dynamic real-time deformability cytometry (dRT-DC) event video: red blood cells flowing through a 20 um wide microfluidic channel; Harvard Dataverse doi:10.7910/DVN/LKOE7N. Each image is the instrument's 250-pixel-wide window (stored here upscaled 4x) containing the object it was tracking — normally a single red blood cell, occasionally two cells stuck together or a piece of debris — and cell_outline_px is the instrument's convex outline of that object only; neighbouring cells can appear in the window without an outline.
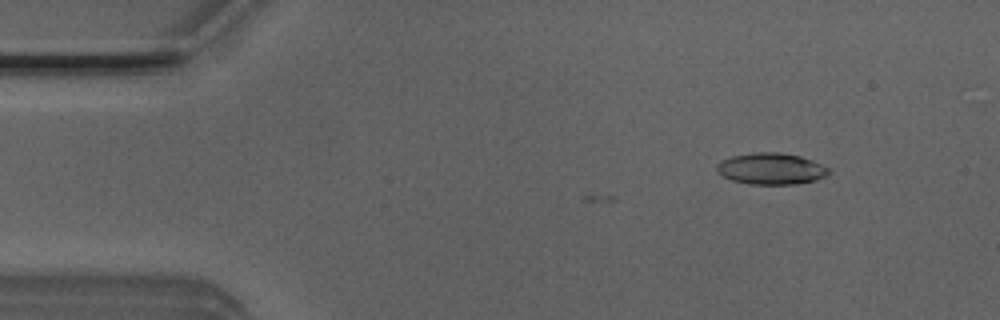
{"species": "Egyptian fruit bat (a non-hibernating species)", "species_latin": "Rousettus aegyptiacus", "temperature_condition": "room temperature", "stored_images_in_passage": 10, "camera_frame_rate_fps": 3000, "um_per_image_px": 0.085, "animal": {"sex": "male"}, "frame": {"image": 1, "passage_image": 10, "time_ms": 3.0, "image_size_px": [1000, 320], "cell_outline_px": [[832, 172], [816, 180], [796, 184], [748, 184], [732, 180], [716, 172], [716, 168], [720, 160], [732, 156], [756, 152], [776, 152], [800, 156], [812, 160], [828, 168]], "centroid_in_image_um": [65.53, 14.34], "position_along_channel_um": 19.5, "area_um2": 20.46}}